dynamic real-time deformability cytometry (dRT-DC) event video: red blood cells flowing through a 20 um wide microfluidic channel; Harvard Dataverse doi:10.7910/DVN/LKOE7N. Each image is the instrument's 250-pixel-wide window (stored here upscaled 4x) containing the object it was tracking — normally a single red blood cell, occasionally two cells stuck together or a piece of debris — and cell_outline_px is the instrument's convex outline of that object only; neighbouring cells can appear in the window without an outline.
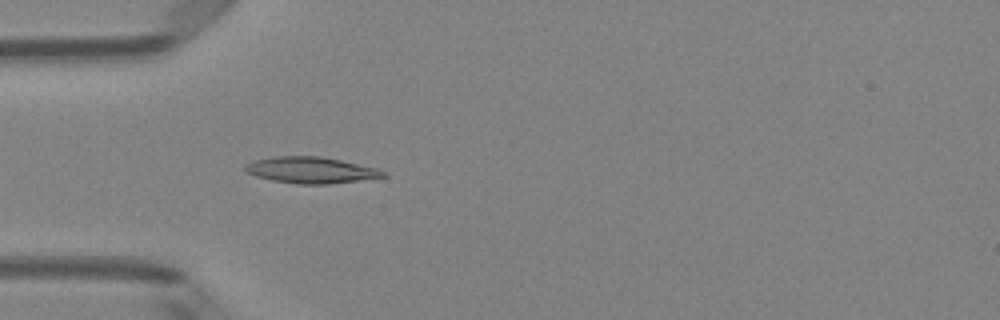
{"species": "Egyptian fruit bat (a non-hibernating species)", "species_latin": "Rousettus aegyptiacus", "temperature_condition": "room temperature", "stored_images_in_passage": 43, "camera_frame_rate_fps": 3000, "um_per_image_px": 0.085, "animal": {"sex": "female"}, "frame": {"image": 1, "passage_image": 8, "time_ms": 2.333, "image_size_px": [1000, 320], "cell_outline_px": [[388, 176], [328, 184], [296, 184], [272, 180], [256, 176], [248, 172], [244, 168], [244, 164], [256, 160], [276, 156], [320, 156], [340, 160], [376, 168], [384, 172]], "centroid_in_image_um": [26.4, 14.46], "position_along_channel_um": 58.6, "area_um2": 20.87}}
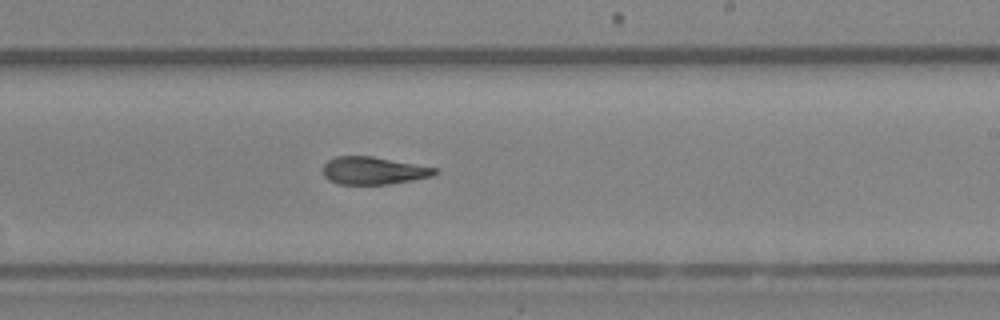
{"frame": {"image": 2, "passage_image": 23, "time_ms": 7.333, "image_size_px": [1000, 320], "cell_outline_px": [[440, 172], [436, 176], [388, 184], [340, 184], [328, 180], [324, 176], [324, 164], [328, 160], [336, 156], [372, 156], [440, 168]], "centroid_in_image_um": [31.82, 14.5], "position_along_channel_um": 257.2, "area_um2": 18.21}}
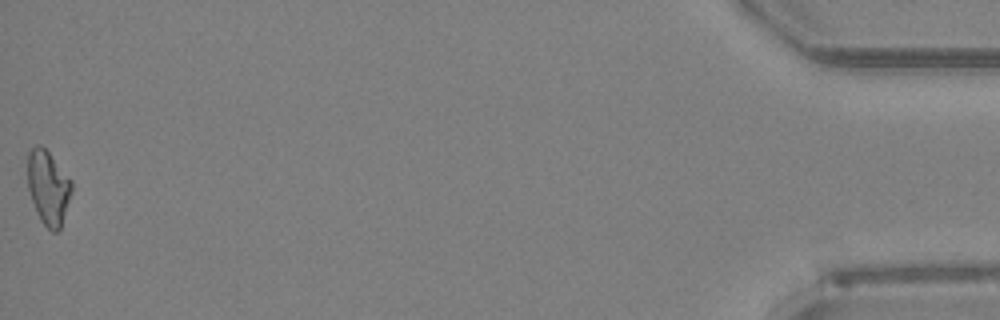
{"frame": {"image": 3, "passage_image": 43, "time_ms": 14.0, "image_size_px": [1000, 320], "cell_outline_px": [[72, 192], [60, 228], [56, 232], [52, 232], [40, 220], [36, 212], [28, 188], [28, 152], [36, 144], [40, 144], [48, 152], [72, 180]], "centroid_in_image_um": [4.1, 15.94], "position_along_channel_um": 431.1, "area_um2": 18.9}, "authors_computed_cell_mechanics": {"area_um2": 19.0162, "velocity_mm_per_s": 4.0556, "shape_relaxation_time_tau1_ms": null, "shape_relaxation_time_tau2_ms": 7.8179, "deformation_change_tau1": null, "deformation_change_tau2": 0.1818}}